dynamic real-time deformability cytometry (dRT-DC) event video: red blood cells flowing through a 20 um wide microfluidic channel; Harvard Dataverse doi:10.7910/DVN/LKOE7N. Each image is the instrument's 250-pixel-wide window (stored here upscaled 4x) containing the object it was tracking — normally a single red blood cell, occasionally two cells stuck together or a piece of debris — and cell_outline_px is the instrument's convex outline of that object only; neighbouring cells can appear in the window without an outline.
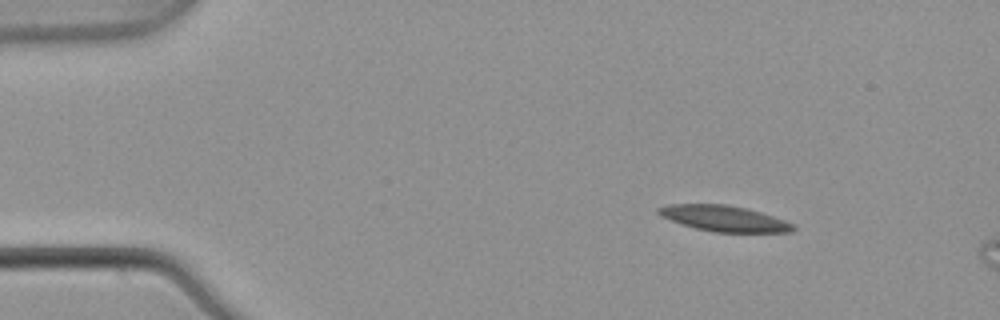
{"species": "common noctule bat (a hibernating species)", "species_latin": "Nyctalus noctula", "temperature_condition": "warm", "stored_images_in_passage": 5, "camera_frame_rate_fps": 3000, "um_per_image_px": 0.085, "animal": {"sex": "male", "body_mass_g": 21.5, "forearm_length_mm": 52.0}, "frame": {"image": 1, "passage_image": 2, "time_ms": 0.333, "image_size_px": [1000, 320], "cell_outline_px": [[796, 228], [792, 232], [712, 232], [680, 224], [660, 216], [656, 212], [656, 208], [668, 204], [724, 204], [744, 208], [760, 212], [796, 224]], "centroid_in_image_um": [61.52, 18.57], "position_along_channel_um": 23.5, "area_um2": 20.29}}